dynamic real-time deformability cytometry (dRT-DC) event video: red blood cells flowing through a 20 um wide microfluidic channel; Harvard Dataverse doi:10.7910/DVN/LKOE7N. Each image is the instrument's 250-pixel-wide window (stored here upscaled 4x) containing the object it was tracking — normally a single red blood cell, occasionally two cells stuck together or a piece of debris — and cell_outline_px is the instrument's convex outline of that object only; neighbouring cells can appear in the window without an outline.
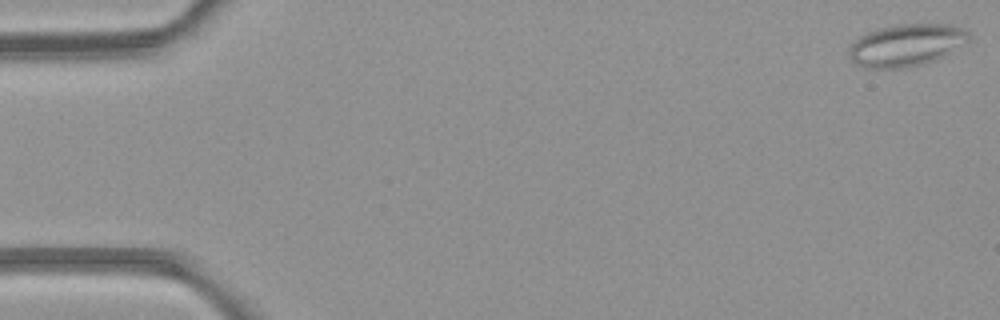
{"species": "common noctule bat (a hibernating species)", "species_latin": "Nyctalus noctula", "temperature_condition": "room temperature", "stored_images_in_passage": 48, "camera_frame_rate_fps": 3000, "um_per_image_px": 0.085, "animal": {"sex": "female", "body_mass_g": 21.9}, "frame": {"image": 1, "passage_image": 1, "time_ms": 0.0, "image_size_px": [1000, 320], "cell_outline_px": [[968, 36], [936, 60], [920, 64], [900, 68], [868, 68], [856, 64], [852, 60], [848, 52], [852, 44], [860, 36], [868, 32], [880, 28], [896, 24], [944, 24], [960, 28], [968, 32]], "centroid_in_image_um": [76.91, 3.83], "position_along_channel_um": 8.1, "area_um2": 28.32}}
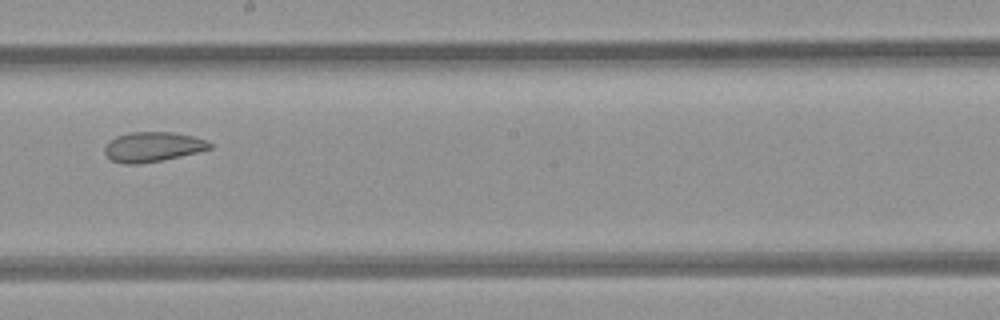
{"frame": {"image": 2, "passage_image": 28, "time_ms": 9.0, "image_size_px": [1000, 320], "cell_outline_px": [[212, 148], [180, 156], [160, 160], [136, 164], [124, 164], [112, 160], [104, 152], [104, 148], [116, 136], [128, 132], [172, 132], [192, 136], [208, 140], [212, 144]], "centroid_in_image_um": [12.99, 12.47], "position_along_channel_um": 235.2, "area_um2": 18.03}}
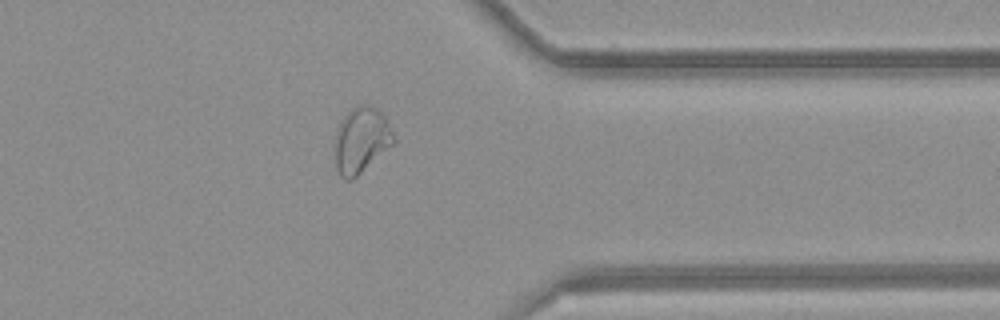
{"frame": {"image": 3, "passage_image": 39, "time_ms": 12.667, "image_size_px": [1000, 320], "cell_outline_px": [[396, 140], [392, 144], [352, 180], [344, 180], [340, 176], [336, 168], [336, 128], [344, 116], [352, 108], [360, 104], [364, 104], [376, 108], [388, 120]], "centroid_in_image_um": [30.7, 11.9], "position_along_channel_um": 380.7, "area_um2": 22.2}, "authors_computed_cell_mechanics": {"area_um2": 23.2645, "velocity_mm_per_s": 4.2413, "shape_relaxation_time_tau1_ms": null, "shape_relaxation_time_tau2_ms": 2.0285, "deformation_change_tau1": null, "deformation_change_tau2": 0.0762}}